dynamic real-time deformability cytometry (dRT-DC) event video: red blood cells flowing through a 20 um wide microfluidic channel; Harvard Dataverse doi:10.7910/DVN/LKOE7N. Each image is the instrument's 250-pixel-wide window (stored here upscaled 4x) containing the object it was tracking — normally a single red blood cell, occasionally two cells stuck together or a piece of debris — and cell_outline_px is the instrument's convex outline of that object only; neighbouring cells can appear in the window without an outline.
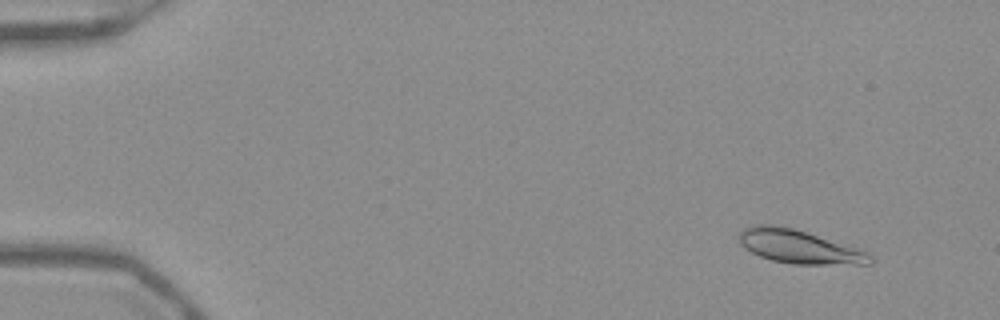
{"species": "Egyptian fruit bat (a non-hibernating species)", "species_latin": "Rousettus aegyptiacus", "temperature_condition": "warm", "stored_images_in_passage": 53, "camera_frame_rate_fps": 3000, "um_per_image_px": 0.085, "frame": {"image": 1, "passage_image": 5, "time_ms": 1.333, "image_size_px": [1000, 320], "cell_outline_px": [[872, 264], [792, 264], [772, 260], [760, 256], [744, 248], [740, 244], [736, 232], [752, 224], [772, 224], [792, 228], [868, 252], [872, 256]], "centroid_in_image_um": [67.83, 20.96], "position_along_channel_um": 17.2, "area_um2": 25.43}}
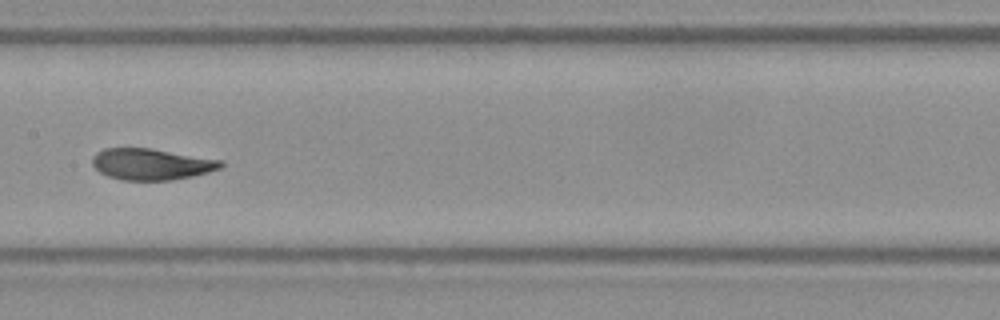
{"frame": {"image": 2, "passage_image": 28, "time_ms": 9.0, "image_size_px": [1000, 320], "cell_outline_px": [[224, 164], [220, 168], [208, 172], [192, 176], [172, 180], [120, 180], [108, 176], [100, 172], [92, 164], [92, 156], [96, 152], [104, 148], [152, 148], [224, 160]], "centroid_in_image_um": [12.87, 13.94], "position_along_channel_um": 194.5, "area_um2": 23.64}}
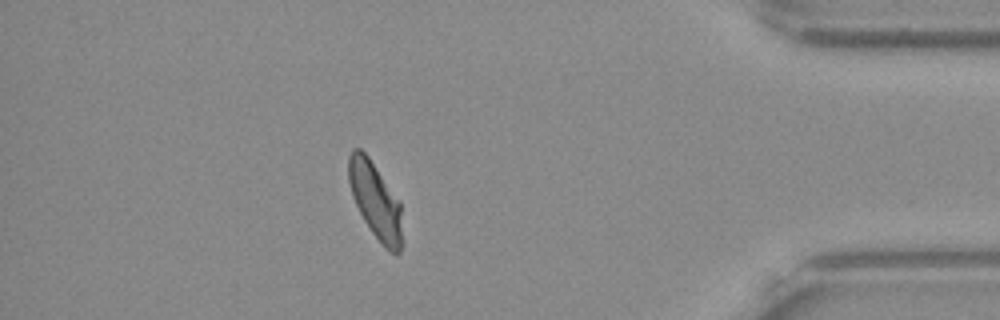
{"frame": {"image": 3, "passage_image": 47, "time_ms": 15.333, "image_size_px": [1000, 320], "cell_outline_px": [[400, 252], [396, 256], [372, 232], [364, 220], [352, 196], [348, 180], [348, 156], [352, 148], [360, 148], [368, 156], [400, 200]], "centroid_in_image_um": [31.87, 16.96], "position_along_channel_um": 403.3, "area_um2": 23.29}, "authors_computed_cell_mechanics": {"area_um2": 24.2182, "velocity_mm_per_s": 3.8975, "shape_relaxation_time_tau1_ms": 5.3201, "shape_relaxation_time_tau2_ms": 0.7899, "deformation_change_tau1": 0.1821, "deformation_change_tau2": 0.039}}